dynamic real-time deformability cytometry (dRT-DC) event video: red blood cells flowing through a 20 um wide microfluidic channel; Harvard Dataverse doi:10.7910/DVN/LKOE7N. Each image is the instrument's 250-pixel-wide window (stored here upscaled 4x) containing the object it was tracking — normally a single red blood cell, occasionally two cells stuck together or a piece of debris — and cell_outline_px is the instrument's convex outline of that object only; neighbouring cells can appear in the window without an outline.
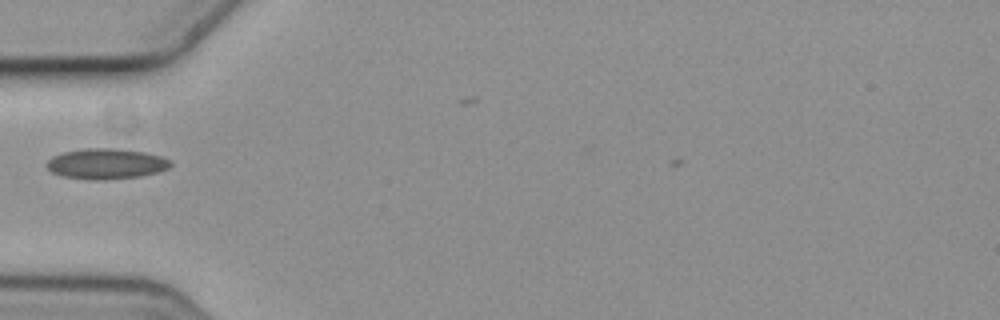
{"species": "common noctule bat (a hibernating species)", "species_latin": "Nyctalus noctula", "temperature_condition": "cold", "stored_images_in_passage": 1, "camera_frame_rate_fps": 3000, "um_per_image_px": 0.085, "animal": {"sex": "female", "body_mass_g": 19.3, "forearm_length_mm": 54.1}, "frame": {"image": 1, "passage_image": 1, "time_ms": 0.0, "image_size_px": [1000, 320], "cell_outline_px": [[172, 164], [168, 168], [156, 172], [140, 176], [60, 176], [52, 172], [44, 164], [52, 156], [64, 152], [88, 148], [116, 148], [144, 152], [160, 156], [172, 160]], "centroid_in_image_um": [9.04, 13.85], "position_along_channel_um": 76.0, "area_um2": 20.75}}